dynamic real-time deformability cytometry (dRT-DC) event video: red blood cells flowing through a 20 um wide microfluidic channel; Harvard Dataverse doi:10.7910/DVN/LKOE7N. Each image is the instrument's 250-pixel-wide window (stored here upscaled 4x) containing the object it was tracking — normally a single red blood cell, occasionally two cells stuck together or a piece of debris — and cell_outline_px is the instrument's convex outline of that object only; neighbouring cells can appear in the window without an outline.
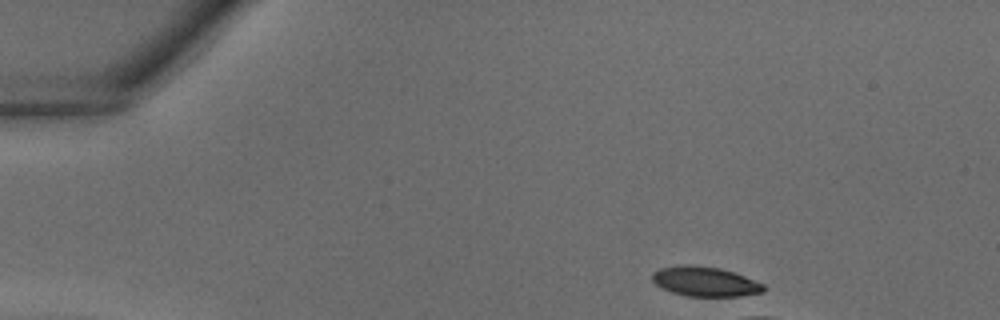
{"species": "common noctule bat (a hibernating species)", "species_latin": "Nyctalus noctula", "temperature_condition": "warm", "stored_images_in_passage": 7, "camera_frame_rate_fps": 3000, "um_per_image_px": 0.085, "animal": {"sex": "male", "body_mass_g": 18.8}, "frame": {"image": 1, "passage_image": 1, "time_ms": 0.0, "image_size_px": [1000, 320], "cell_outline_px": [[764, 292], [740, 296], [684, 296], [660, 288], [652, 280], [652, 272], [660, 268], [692, 264], [720, 268], [744, 276], [764, 284]], "centroid_in_image_um": [59.9, 23.93], "position_along_channel_um": 25.1, "area_um2": 19.25}}